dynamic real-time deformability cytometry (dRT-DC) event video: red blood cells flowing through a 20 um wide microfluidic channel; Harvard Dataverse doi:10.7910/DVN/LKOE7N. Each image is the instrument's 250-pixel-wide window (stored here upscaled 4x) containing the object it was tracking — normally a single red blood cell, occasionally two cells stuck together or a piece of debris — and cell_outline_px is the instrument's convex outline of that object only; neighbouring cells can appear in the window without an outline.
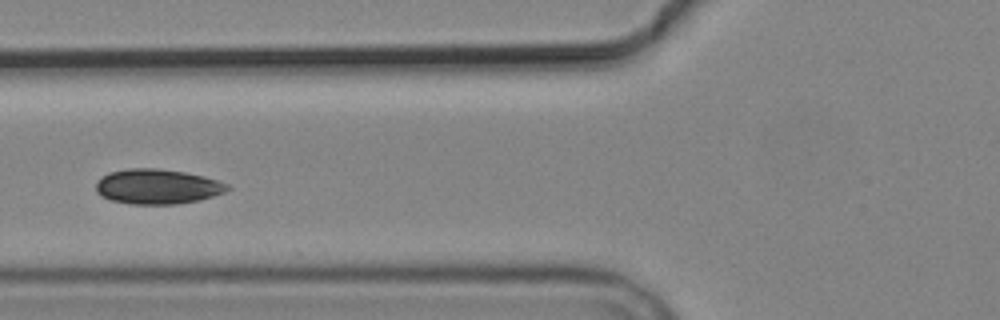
{"species": "common noctule bat (a hibernating species)", "species_latin": "Nyctalus noctula", "temperature_condition": "cold", "stored_images_in_passage": 5, "camera_frame_rate_fps": 3000, "um_per_image_px": 0.085, "animal": {"sex": "male", "body_mass_g": 19.2, "forearm_length_mm": 51.8}, "frame": {"image": 1, "passage_image": 4, "time_ms": 4.667, "image_size_px": [1000, 320], "cell_outline_px": [[232, 188], [224, 192], [212, 196], [196, 200], [176, 204], [132, 204], [112, 200], [100, 196], [96, 192], [96, 180], [100, 176], [108, 172], [128, 168], [156, 168], [184, 172], [204, 176], [228, 184]], "centroid_in_image_um": [13.32, 15.84], "position_along_channel_um": 112.5, "area_um2": 26.82}}
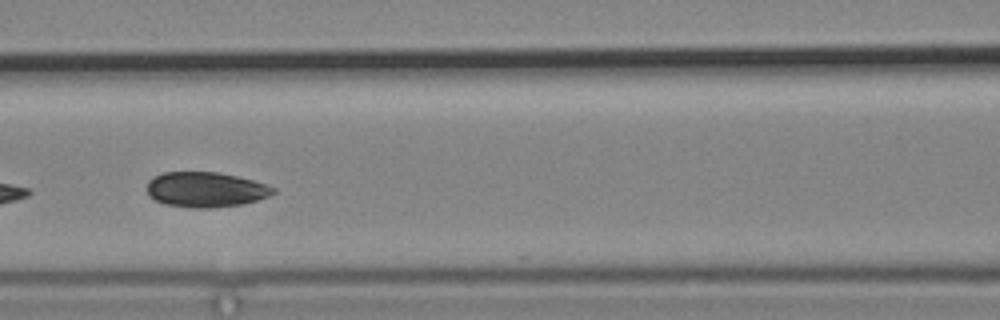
{"frame": {"image": 2, "passage_image": 5, "time_ms": 5.667, "image_size_px": [1000, 320], "cell_outline_px": [[276, 192], [268, 196], [256, 200], [240, 204], [208, 208], [192, 208], [164, 204], [148, 196], [148, 180], [164, 172], [216, 172], [236, 176], [252, 180], [276, 188]], "centroid_in_image_um": [17.46, 16.11], "position_along_channel_um": 149.1, "area_um2": 25.61}}